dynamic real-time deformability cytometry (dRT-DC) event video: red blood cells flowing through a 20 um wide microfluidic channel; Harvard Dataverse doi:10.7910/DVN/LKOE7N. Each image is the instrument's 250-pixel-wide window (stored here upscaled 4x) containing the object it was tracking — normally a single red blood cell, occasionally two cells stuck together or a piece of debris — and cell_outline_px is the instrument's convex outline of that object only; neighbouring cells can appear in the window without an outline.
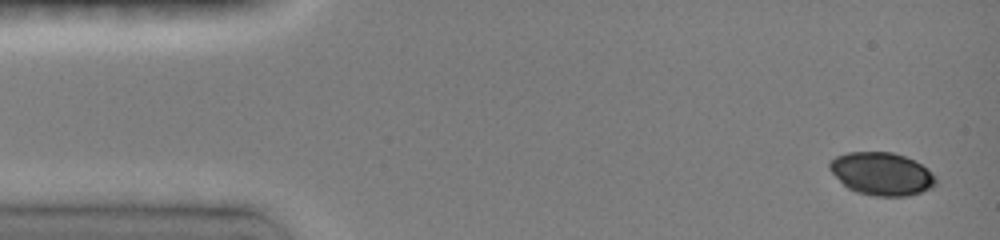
{"species": "common noctule bat (a hibernating species)", "species_latin": "Nyctalus noctula", "temperature_condition": "room temperature", "stored_images_in_passage": 15, "camera_frame_rate_fps": 3000, "um_per_image_px": 0.085, "animal": {"sex": "female", "body_mass_g": 19.0, "forearm_length_mm": 51.5}, "frame": {"image": 1, "passage_image": 1, "time_ms": 0.0, "image_size_px": [1000, 240], "cell_outline_px": [[936, 184], [932, 188], [908, 196], [876, 196], [856, 192], [848, 188], [828, 168], [828, 164], [836, 156], [848, 152], [892, 152], [904, 156], [928, 168], [932, 172], [936, 180]], "centroid_in_image_um": [74.95, 14.77], "position_along_channel_um": 10.0, "area_um2": 26.36}}
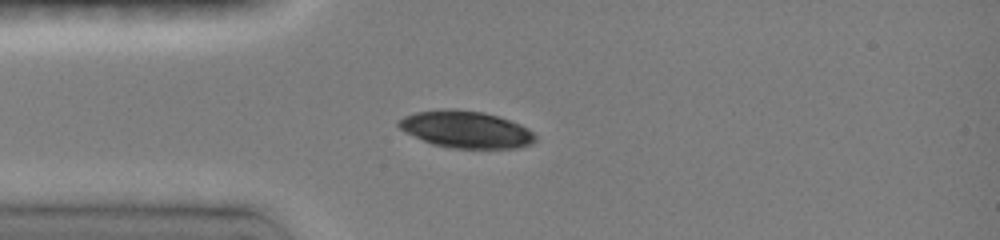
{"frame": {"image": 2, "passage_image": 7, "time_ms": 3.333, "image_size_px": [1000, 240], "cell_outline_px": [[536, 140], [532, 144], [520, 148], [448, 148], [432, 144], [400, 128], [396, 124], [396, 120], [404, 116], [416, 112], [456, 108], [484, 112], [520, 124], [528, 128], [536, 136]], "centroid_in_image_um": [39.63, 11.0], "position_along_channel_um": 45.4, "area_um2": 29.36}}
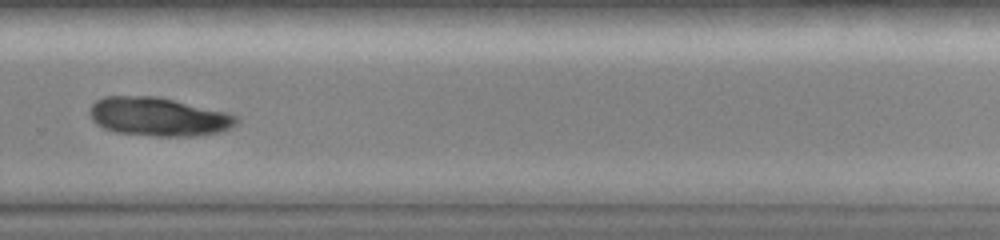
{"frame": {"image": 3, "passage_image": 14, "time_ms": 10.333, "image_size_px": [1000, 240], "cell_outline_px": [[240, 120], [232, 128], [224, 132], [196, 136], [152, 136], [116, 132], [104, 128], [96, 124], [92, 120], [88, 112], [92, 104], [96, 100], [104, 96], [160, 96], [228, 112], [236, 116]], "centroid_in_image_um": [13.5, 9.92], "position_along_channel_um": 316.3, "area_um2": 33.64}}